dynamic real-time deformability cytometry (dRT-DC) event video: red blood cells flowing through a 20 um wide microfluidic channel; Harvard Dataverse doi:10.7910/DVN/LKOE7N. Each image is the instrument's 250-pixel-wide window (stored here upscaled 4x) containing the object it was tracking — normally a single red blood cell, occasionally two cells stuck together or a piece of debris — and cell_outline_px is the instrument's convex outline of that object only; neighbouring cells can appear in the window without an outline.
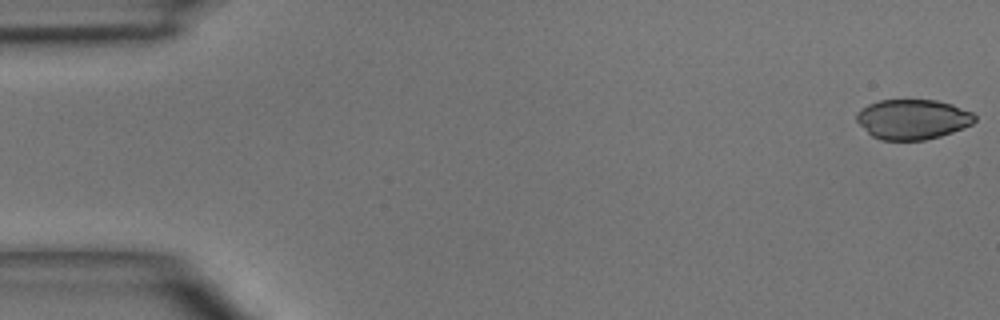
{"species": "common noctule bat (a hibernating species)", "species_latin": "Nyctalus noctula", "temperature_condition": "room temperature", "stored_images_in_passage": 2, "camera_frame_rate_fps": 3000, "um_per_image_px": 0.085, "animal": {"sex": "male", "body_mass_g": 15.6}, "frame": {"image": 1, "passage_image": 2, "time_ms": 2.0, "image_size_px": [1000, 320], "cell_outline_px": [[976, 120], [972, 124], [964, 128], [940, 136], [924, 140], [880, 140], [872, 136], [856, 120], [856, 112], [860, 108], [868, 104], [880, 100], [936, 100], [952, 104], [972, 112], [976, 116]], "centroid_in_image_um": [77.57, 10.13], "position_along_channel_um": 7.4, "area_um2": 27.63}}